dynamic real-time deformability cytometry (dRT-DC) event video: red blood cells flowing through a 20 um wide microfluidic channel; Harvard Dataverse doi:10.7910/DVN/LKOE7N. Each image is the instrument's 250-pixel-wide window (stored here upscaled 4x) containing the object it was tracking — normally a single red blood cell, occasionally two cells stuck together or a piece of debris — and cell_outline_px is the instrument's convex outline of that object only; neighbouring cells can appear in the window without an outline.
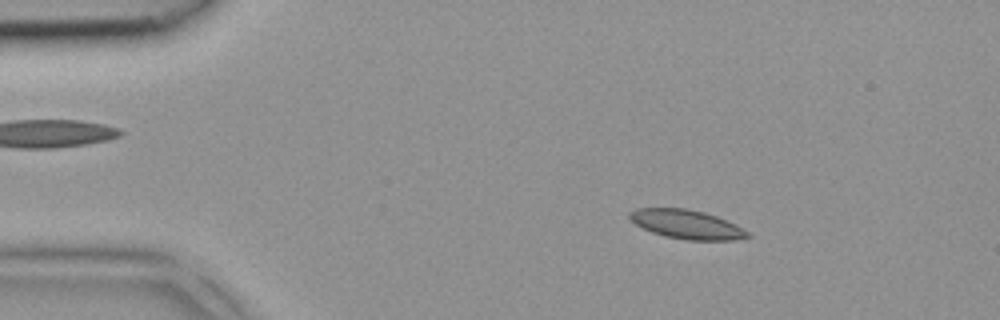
{"species": "common noctule bat (a hibernating species)", "species_latin": "Nyctalus noctula", "temperature_condition": "room temperature", "stored_images_in_passage": 4, "camera_frame_rate_fps": 3000, "um_per_image_px": 0.085, "animal": {"sex": "female", "body_mass_g": 18.4}, "frame": {"image": 1, "passage_image": 2, "time_ms": 0.333, "image_size_px": [1000, 320], "cell_outline_px": [[752, 236], [736, 240], [688, 240], [664, 236], [652, 232], [636, 224], [628, 216], [628, 212], [636, 208], [684, 208], [704, 212], [716, 216], [736, 224], [748, 232]], "centroid_in_image_um": [58.38, 19.07], "position_along_channel_um": 26.6, "area_um2": 19.88}}
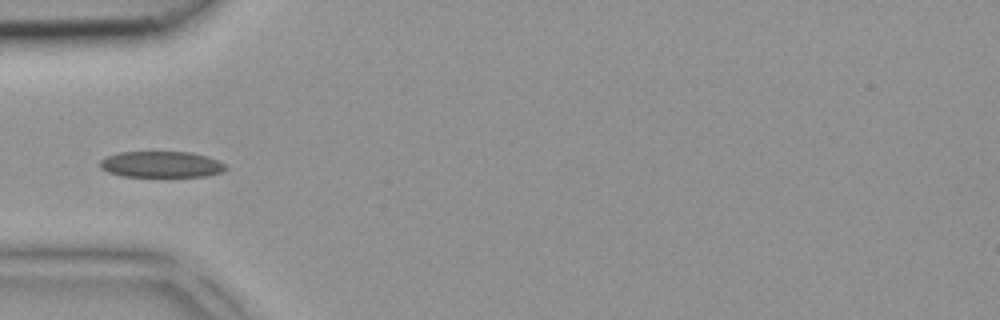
{"frame": {"image": 2, "passage_image": 4, "time_ms": 1.0, "image_size_px": [1000, 320], "cell_outline_px": [[228, 168], [224, 172], [204, 176], [120, 176], [108, 172], [100, 168], [100, 160], [108, 156], [120, 152], [192, 152], [208, 156], [228, 164]], "centroid_in_image_um": [13.77, 13.97], "position_along_channel_um": 71.2, "area_um2": 19.31}}